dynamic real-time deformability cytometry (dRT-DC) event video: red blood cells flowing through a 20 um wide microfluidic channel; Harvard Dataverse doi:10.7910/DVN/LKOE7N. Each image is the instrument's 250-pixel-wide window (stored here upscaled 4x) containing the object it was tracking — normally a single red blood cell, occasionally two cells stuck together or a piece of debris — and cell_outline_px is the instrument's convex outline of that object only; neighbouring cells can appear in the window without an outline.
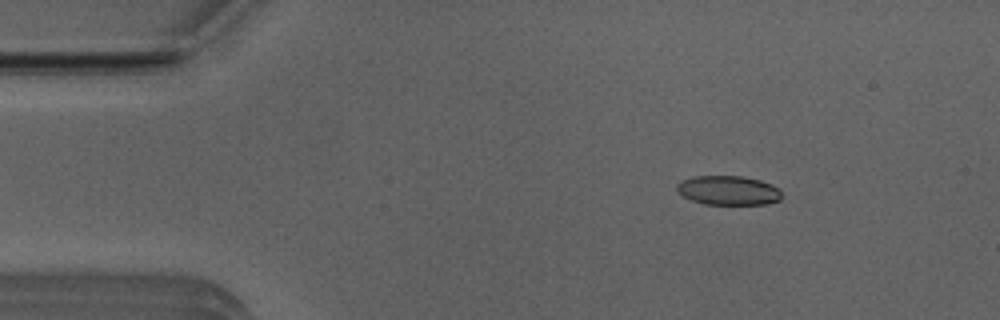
{"species": "Egyptian fruit bat (a non-hibernating species)", "species_latin": "Rousettus aegyptiacus", "temperature_condition": "room temperature", "stored_images_in_passage": 12, "camera_frame_rate_fps": 3000, "um_per_image_px": 0.085, "animal": {"sex": "male"}, "frame": {"image": 1, "passage_image": 7, "time_ms": 2.0, "image_size_px": [1000, 320], "cell_outline_px": [[780, 200], [764, 204], [704, 204], [692, 200], [676, 192], [676, 184], [692, 176], [744, 176], [760, 180], [772, 184], [780, 188]], "centroid_in_image_um": [61.9, 16.17], "position_along_channel_um": 23.1, "area_um2": 17.92}}